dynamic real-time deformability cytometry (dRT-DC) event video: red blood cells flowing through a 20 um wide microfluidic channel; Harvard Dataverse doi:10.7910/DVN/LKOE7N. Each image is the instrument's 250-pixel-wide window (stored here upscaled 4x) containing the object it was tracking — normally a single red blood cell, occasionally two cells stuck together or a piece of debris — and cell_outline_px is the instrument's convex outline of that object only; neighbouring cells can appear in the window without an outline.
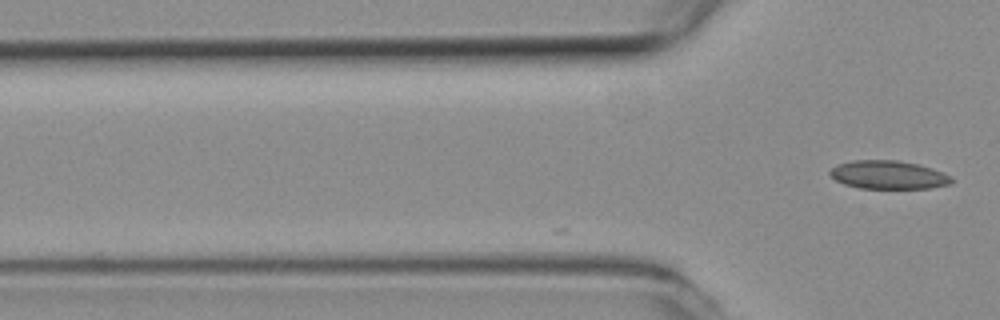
{"species": "common noctule bat (a hibernating species)", "species_latin": "Nyctalus noctula", "temperature_condition": "room temperature", "stored_images_in_passage": 2, "camera_frame_rate_fps": 3000, "um_per_image_px": 0.085, "animal": {"sex": "female", "body_mass_g": 19.3, "forearm_length_mm": 54.1}, "frame": {"image": 1, "passage_image": 2, "time_ms": 0.333, "image_size_px": [1000, 320], "cell_outline_px": [[952, 180], [948, 184], [932, 188], [860, 188], [844, 184], [836, 180], [828, 172], [836, 164], [852, 160], [900, 160], [920, 164], [932, 168], [952, 176]], "centroid_in_image_um": [75.5, 14.85], "position_along_channel_um": 50.3, "area_um2": 20.17}}